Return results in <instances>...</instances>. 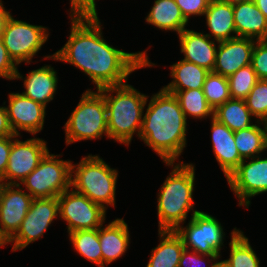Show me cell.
I'll list each match as a JSON object with an SVG mask.
<instances>
[{
	"label": "cell",
	"instance_id": "42",
	"mask_svg": "<svg viewBox=\"0 0 267 267\" xmlns=\"http://www.w3.org/2000/svg\"><path fill=\"white\" fill-rule=\"evenodd\" d=\"M254 2L267 19V0H254Z\"/></svg>",
	"mask_w": 267,
	"mask_h": 267
},
{
	"label": "cell",
	"instance_id": "29",
	"mask_svg": "<svg viewBox=\"0 0 267 267\" xmlns=\"http://www.w3.org/2000/svg\"><path fill=\"white\" fill-rule=\"evenodd\" d=\"M69 238L75 251L90 262L103 267V255L99 241V228L70 232Z\"/></svg>",
	"mask_w": 267,
	"mask_h": 267
},
{
	"label": "cell",
	"instance_id": "47",
	"mask_svg": "<svg viewBox=\"0 0 267 267\" xmlns=\"http://www.w3.org/2000/svg\"><path fill=\"white\" fill-rule=\"evenodd\" d=\"M265 129H266V149H267V122H265Z\"/></svg>",
	"mask_w": 267,
	"mask_h": 267
},
{
	"label": "cell",
	"instance_id": "9",
	"mask_svg": "<svg viewBox=\"0 0 267 267\" xmlns=\"http://www.w3.org/2000/svg\"><path fill=\"white\" fill-rule=\"evenodd\" d=\"M193 214L189 223L184 227L180 225L175 231L181 236L185 248L204 255L221 256V248L224 245V228L212 215L198 210H192Z\"/></svg>",
	"mask_w": 267,
	"mask_h": 267
},
{
	"label": "cell",
	"instance_id": "28",
	"mask_svg": "<svg viewBox=\"0 0 267 267\" xmlns=\"http://www.w3.org/2000/svg\"><path fill=\"white\" fill-rule=\"evenodd\" d=\"M230 255L224 260L229 267H260V260L252 249L249 239L236 227L231 232Z\"/></svg>",
	"mask_w": 267,
	"mask_h": 267
},
{
	"label": "cell",
	"instance_id": "37",
	"mask_svg": "<svg viewBox=\"0 0 267 267\" xmlns=\"http://www.w3.org/2000/svg\"><path fill=\"white\" fill-rule=\"evenodd\" d=\"M17 64L9 56L6 47L0 38V77L8 80H14L18 71Z\"/></svg>",
	"mask_w": 267,
	"mask_h": 267
},
{
	"label": "cell",
	"instance_id": "19",
	"mask_svg": "<svg viewBox=\"0 0 267 267\" xmlns=\"http://www.w3.org/2000/svg\"><path fill=\"white\" fill-rule=\"evenodd\" d=\"M15 79H24L25 91L22 94L43 106L46 107L54 99L58 78L57 72L50 65L30 71L25 78L17 71Z\"/></svg>",
	"mask_w": 267,
	"mask_h": 267
},
{
	"label": "cell",
	"instance_id": "5",
	"mask_svg": "<svg viewBox=\"0 0 267 267\" xmlns=\"http://www.w3.org/2000/svg\"><path fill=\"white\" fill-rule=\"evenodd\" d=\"M118 171L98 155L89 154L71 164V188L100 204L105 210L114 207Z\"/></svg>",
	"mask_w": 267,
	"mask_h": 267
},
{
	"label": "cell",
	"instance_id": "8",
	"mask_svg": "<svg viewBox=\"0 0 267 267\" xmlns=\"http://www.w3.org/2000/svg\"><path fill=\"white\" fill-rule=\"evenodd\" d=\"M48 28L16 20L10 14L5 21L1 40L9 56L19 65L32 62V58L48 40Z\"/></svg>",
	"mask_w": 267,
	"mask_h": 267
},
{
	"label": "cell",
	"instance_id": "17",
	"mask_svg": "<svg viewBox=\"0 0 267 267\" xmlns=\"http://www.w3.org/2000/svg\"><path fill=\"white\" fill-rule=\"evenodd\" d=\"M179 36L181 53H184L183 60L195 63L198 66L213 71L216 58V43L206 34L194 30L184 29Z\"/></svg>",
	"mask_w": 267,
	"mask_h": 267
},
{
	"label": "cell",
	"instance_id": "14",
	"mask_svg": "<svg viewBox=\"0 0 267 267\" xmlns=\"http://www.w3.org/2000/svg\"><path fill=\"white\" fill-rule=\"evenodd\" d=\"M9 105L5 106L10 127L15 135L26 131L33 135L41 132L44 126L46 107L24 96L22 93H10Z\"/></svg>",
	"mask_w": 267,
	"mask_h": 267
},
{
	"label": "cell",
	"instance_id": "22",
	"mask_svg": "<svg viewBox=\"0 0 267 267\" xmlns=\"http://www.w3.org/2000/svg\"><path fill=\"white\" fill-rule=\"evenodd\" d=\"M210 33H206L215 41H225L237 38L233 5L221 0H210L204 15ZM235 34V35H234Z\"/></svg>",
	"mask_w": 267,
	"mask_h": 267
},
{
	"label": "cell",
	"instance_id": "32",
	"mask_svg": "<svg viewBox=\"0 0 267 267\" xmlns=\"http://www.w3.org/2000/svg\"><path fill=\"white\" fill-rule=\"evenodd\" d=\"M258 80L251 64L238 69L228 77L231 98L244 100Z\"/></svg>",
	"mask_w": 267,
	"mask_h": 267
},
{
	"label": "cell",
	"instance_id": "7",
	"mask_svg": "<svg viewBox=\"0 0 267 267\" xmlns=\"http://www.w3.org/2000/svg\"><path fill=\"white\" fill-rule=\"evenodd\" d=\"M48 151L39 165L19 184L24 185L33 198L58 197L71 189V160L58 159Z\"/></svg>",
	"mask_w": 267,
	"mask_h": 267
},
{
	"label": "cell",
	"instance_id": "21",
	"mask_svg": "<svg viewBox=\"0 0 267 267\" xmlns=\"http://www.w3.org/2000/svg\"><path fill=\"white\" fill-rule=\"evenodd\" d=\"M233 12L237 37L267 39V19L254 1L233 5Z\"/></svg>",
	"mask_w": 267,
	"mask_h": 267
},
{
	"label": "cell",
	"instance_id": "26",
	"mask_svg": "<svg viewBox=\"0 0 267 267\" xmlns=\"http://www.w3.org/2000/svg\"><path fill=\"white\" fill-rule=\"evenodd\" d=\"M234 140L243 160L259 156L266 150L265 122L256 121L253 126L235 131Z\"/></svg>",
	"mask_w": 267,
	"mask_h": 267
},
{
	"label": "cell",
	"instance_id": "43",
	"mask_svg": "<svg viewBox=\"0 0 267 267\" xmlns=\"http://www.w3.org/2000/svg\"><path fill=\"white\" fill-rule=\"evenodd\" d=\"M10 243V239L0 230V247Z\"/></svg>",
	"mask_w": 267,
	"mask_h": 267
},
{
	"label": "cell",
	"instance_id": "1",
	"mask_svg": "<svg viewBox=\"0 0 267 267\" xmlns=\"http://www.w3.org/2000/svg\"><path fill=\"white\" fill-rule=\"evenodd\" d=\"M70 35L66 44L43 59L62 61L76 66L88 75L96 90L127 83L137 69L155 66L145 51L125 52L109 45L102 36L98 15H71Z\"/></svg>",
	"mask_w": 267,
	"mask_h": 267
},
{
	"label": "cell",
	"instance_id": "20",
	"mask_svg": "<svg viewBox=\"0 0 267 267\" xmlns=\"http://www.w3.org/2000/svg\"><path fill=\"white\" fill-rule=\"evenodd\" d=\"M128 225L123 218H117L106 227H99V241L103 255V267L122 257L130 244Z\"/></svg>",
	"mask_w": 267,
	"mask_h": 267
},
{
	"label": "cell",
	"instance_id": "35",
	"mask_svg": "<svg viewBox=\"0 0 267 267\" xmlns=\"http://www.w3.org/2000/svg\"><path fill=\"white\" fill-rule=\"evenodd\" d=\"M205 257H208L207 259H210L207 261L209 263H211L212 261L216 262V260L220 258L219 255H204L196 251L184 248L181 253L178 267H203L204 264L206 265L205 261H203ZM213 262L212 265L208 267H214Z\"/></svg>",
	"mask_w": 267,
	"mask_h": 267
},
{
	"label": "cell",
	"instance_id": "24",
	"mask_svg": "<svg viewBox=\"0 0 267 267\" xmlns=\"http://www.w3.org/2000/svg\"><path fill=\"white\" fill-rule=\"evenodd\" d=\"M146 17L148 24L180 34L188 24L175 0H155Z\"/></svg>",
	"mask_w": 267,
	"mask_h": 267
},
{
	"label": "cell",
	"instance_id": "25",
	"mask_svg": "<svg viewBox=\"0 0 267 267\" xmlns=\"http://www.w3.org/2000/svg\"><path fill=\"white\" fill-rule=\"evenodd\" d=\"M173 81L164 86L166 91H184L203 87L209 71L183 59L170 66Z\"/></svg>",
	"mask_w": 267,
	"mask_h": 267
},
{
	"label": "cell",
	"instance_id": "4",
	"mask_svg": "<svg viewBox=\"0 0 267 267\" xmlns=\"http://www.w3.org/2000/svg\"><path fill=\"white\" fill-rule=\"evenodd\" d=\"M165 164L173 169L157 195L158 230H176L194 208L195 166L183 161Z\"/></svg>",
	"mask_w": 267,
	"mask_h": 267
},
{
	"label": "cell",
	"instance_id": "15",
	"mask_svg": "<svg viewBox=\"0 0 267 267\" xmlns=\"http://www.w3.org/2000/svg\"><path fill=\"white\" fill-rule=\"evenodd\" d=\"M20 184H5L0 206V230L11 239L29 211L33 197Z\"/></svg>",
	"mask_w": 267,
	"mask_h": 267
},
{
	"label": "cell",
	"instance_id": "45",
	"mask_svg": "<svg viewBox=\"0 0 267 267\" xmlns=\"http://www.w3.org/2000/svg\"><path fill=\"white\" fill-rule=\"evenodd\" d=\"M214 267H229L228 264L222 260V261H216L214 262Z\"/></svg>",
	"mask_w": 267,
	"mask_h": 267
},
{
	"label": "cell",
	"instance_id": "3",
	"mask_svg": "<svg viewBox=\"0 0 267 267\" xmlns=\"http://www.w3.org/2000/svg\"><path fill=\"white\" fill-rule=\"evenodd\" d=\"M98 91L104 96L107 107L109 138L130 145L135 133L139 138L149 96L127 83L103 87Z\"/></svg>",
	"mask_w": 267,
	"mask_h": 267
},
{
	"label": "cell",
	"instance_id": "27",
	"mask_svg": "<svg viewBox=\"0 0 267 267\" xmlns=\"http://www.w3.org/2000/svg\"><path fill=\"white\" fill-rule=\"evenodd\" d=\"M252 116L243 99L230 98L214 110V118L233 132L253 126Z\"/></svg>",
	"mask_w": 267,
	"mask_h": 267
},
{
	"label": "cell",
	"instance_id": "12",
	"mask_svg": "<svg viewBox=\"0 0 267 267\" xmlns=\"http://www.w3.org/2000/svg\"><path fill=\"white\" fill-rule=\"evenodd\" d=\"M17 137V135L12 136L8 165L1 179L5 184H19L39 165L49 151L43 139L34 137L21 141Z\"/></svg>",
	"mask_w": 267,
	"mask_h": 267
},
{
	"label": "cell",
	"instance_id": "33",
	"mask_svg": "<svg viewBox=\"0 0 267 267\" xmlns=\"http://www.w3.org/2000/svg\"><path fill=\"white\" fill-rule=\"evenodd\" d=\"M256 121L267 122V80L259 79L244 99Z\"/></svg>",
	"mask_w": 267,
	"mask_h": 267
},
{
	"label": "cell",
	"instance_id": "16",
	"mask_svg": "<svg viewBox=\"0 0 267 267\" xmlns=\"http://www.w3.org/2000/svg\"><path fill=\"white\" fill-rule=\"evenodd\" d=\"M254 39L237 37L217 43L214 73L229 77L238 69L251 64Z\"/></svg>",
	"mask_w": 267,
	"mask_h": 267
},
{
	"label": "cell",
	"instance_id": "38",
	"mask_svg": "<svg viewBox=\"0 0 267 267\" xmlns=\"http://www.w3.org/2000/svg\"><path fill=\"white\" fill-rule=\"evenodd\" d=\"M71 8L69 15L96 14L95 0H70Z\"/></svg>",
	"mask_w": 267,
	"mask_h": 267
},
{
	"label": "cell",
	"instance_id": "30",
	"mask_svg": "<svg viewBox=\"0 0 267 267\" xmlns=\"http://www.w3.org/2000/svg\"><path fill=\"white\" fill-rule=\"evenodd\" d=\"M167 92L176 96L186 119L188 116L195 119L214 117V110L208 104L202 88Z\"/></svg>",
	"mask_w": 267,
	"mask_h": 267
},
{
	"label": "cell",
	"instance_id": "23",
	"mask_svg": "<svg viewBox=\"0 0 267 267\" xmlns=\"http://www.w3.org/2000/svg\"><path fill=\"white\" fill-rule=\"evenodd\" d=\"M160 243L151 250L146 267H178L184 242L175 230H158Z\"/></svg>",
	"mask_w": 267,
	"mask_h": 267
},
{
	"label": "cell",
	"instance_id": "2",
	"mask_svg": "<svg viewBox=\"0 0 267 267\" xmlns=\"http://www.w3.org/2000/svg\"><path fill=\"white\" fill-rule=\"evenodd\" d=\"M187 119L176 96L163 88L151 96L139 138L164 163H175L186 147Z\"/></svg>",
	"mask_w": 267,
	"mask_h": 267
},
{
	"label": "cell",
	"instance_id": "44",
	"mask_svg": "<svg viewBox=\"0 0 267 267\" xmlns=\"http://www.w3.org/2000/svg\"><path fill=\"white\" fill-rule=\"evenodd\" d=\"M221 1L229 3L231 5H235L238 3L249 2V1H254V0H221Z\"/></svg>",
	"mask_w": 267,
	"mask_h": 267
},
{
	"label": "cell",
	"instance_id": "11",
	"mask_svg": "<svg viewBox=\"0 0 267 267\" xmlns=\"http://www.w3.org/2000/svg\"><path fill=\"white\" fill-rule=\"evenodd\" d=\"M59 215L58 197L33 198L29 211L16 234L10 239L12 252L40 239Z\"/></svg>",
	"mask_w": 267,
	"mask_h": 267
},
{
	"label": "cell",
	"instance_id": "13",
	"mask_svg": "<svg viewBox=\"0 0 267 267\" xmlns=\"http://www.w3.org/2000/svg\"><path fill=\"white\" fill-rule=\"evenodd\" d=\"M231 191L239 199V206L249 209L250 198L267 192V158L259 156L243 160L227 178Z\"/></svg>",
	"mask_w": 267,
	"mask_h": 267
},
{
	"label": "cell",
	"instance_id": "41",
	"mask_svg": "<svg viewBox=\"0 0 267 267\" xmlns=\"http://www.w3.org/2000/svg\"><path fill=\"white\" fill-rule=\"evenodd\" d=\"M10 14L11 13L4 8V5H2L0 7V37H1V33L3 31L5 21Z\"/></svg>",
	"mask_w": 267,
	"mask_h": 267
},
{
	"label": "cell",
	"instance_id": "46",
	"mask_svg": "<svg viewBox=\"0 0 267 267\" xmlns=\"http://www.w3.org/2000/svg\"><path fill=\"white\" fill-rule=\"evenodd\" d=\"M4 186H5V183L0 179V206H1V202H2Z\"/></svg>",
	"mask_w": 267,
	"mask_h": 267
},
{
	"label": "cell",
	"instance_id": "36",
	"mask_svg": "<svg viewBox=\"0 0 267 267\" xmlns=\"http://www.w3.org/2000/svg\"><path fill=\"white\" fill-rule=\"evenodd\" d=\"M184 18L189 22L191 16H203L210 0H175Z\"/></svg>",
	"mask_w": 267,
	"mask_h": 267
},
{
	"label": "cell",
	"instance_id": "6",
	"mask_svg": "<svg viewBox=\"0 0 267 267\" xmlns=\"http://www.w3.org/2000/svg\"><path fill=\"white\" fill-rule=\"evenodd\" d=\"M66 145L82 140L109 138L104 96L87 89L64 125Z\"/></svg>",
	"mask_w": 267,
	"mask_h": 267
},
{
	"label": "cell",
	"instance_id": "31",
	"mask_svg": "<svg viewBox=\"0 0 267 267\" xmlns=\"http://www.w3.org/2000/svg\"><path fill=\"white\" fill-rule=\"evenodd\" d=\"M202 90L213 110L231 98L228 78L212 71L207 74Z\"/></svg>",
	"mask_w": 267,
	"mask_h": 267
},
{
	"label": "cell",
	"instance_id": "39",
	"mask_svg": "<svg viewBox=\"0 0 267 267\" xmlns=\"http://www.w3.org/2000/svg\"><path fill=\"white\" fill-rule=\"evenodd\" d=\"M12 136L0 138V179L4 177L11 152Z\"/></svg>",
	"mask_w": 267,
	"mask_h": 267
},
{
	"label": "cell",
	"instance_id": "10",
	"mask_svg": "<svg viewBox=\"0 0 267 267\" xmlns=\"http://www.w3.org/2000/svg\"><path fill=\"white\" fill-rule=\"evenodd\" d=\"M59 218L67 223V232L98 229L105 223L106 210L88 197L68 189L58 196Z\"/></svg>",
	"mask_w": 267,
	"mask_h": 267
},
{
	"label": "cell",
	"instance_id": "18",
	"mask_svg": "<svg viewBox=\"0 0 267 267\" xmlns=\"http://www.w3.org/2000/svg\"><path fill=\"white\" fill-rule=\"evenodd\" d=\"M211 119V141L215 159L219 163L226 179L243 161L234 140V132L214 117Z\"/></svg>",
	"mask_w": 267,
	"mask_h": 267
},
{
	"label": "cell",
	"instance_id": "48",
	"mask_svg": "<svg viewBox=\"0 0 267 267\" xmlns=\"http://www.w3.org/2000/svg\"><path fill=\"white\" fill-rule=\"evenodd\" d=\"M3 1L2 0H0V7L3 5V3H2Z\"/></svg>",
	"mask_w": 267,
	"mask_h": 267
},
{
	"label": "cell",
	"instance_id": "40",
	"mask_svg": "<svg viewBox=\"0 0 267 267\" xmlns=\"http://www.w3.org/2000/svg\"><path fill=\"white\" fill-rule=\"evenodd\" d=\"M5 136H15V134L10 127L6 107L0 106V138Z\"/></svg>",
	"mask_w": 267,
	"mask_h": 267
},
{
	"label": "cell",
	"instance_id": "34",
	"mask_svg": "<svg viewBox=\"0 0 267 267\" xmlns=\"http://www.w3.org/2000/svg\"><path fill=\"white\" fill-rule=\"evenodd\" d=\"M251 66L259 79L267 80V39L255 41Z\"/></svg>",
	"mask_w": 267,
	"mask_h": 267
}]
</instances>
